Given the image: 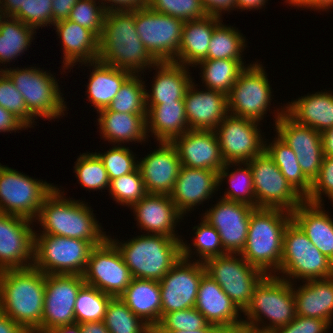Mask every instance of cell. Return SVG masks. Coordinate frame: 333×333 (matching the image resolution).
<instances>
[{"label": "cell", "mask_w": 333, "mask_h": 333, "mask_svg": "<svg viewBox=\"0 0 333 333\" xmlns=\"http://www.w3.org/2000/svg\"><path fill=\"white\" fill-rule=\"evenodd\" d=\"M46 274L33 266L0 271V311L34 333L43 318Z\"/></svg>", "instance_id": "1"}, {"label": "cell", "mask_w": 333, "mask_h": 333, "mask_svg": "<svg viewBox=\"0 0 333 333\" xmlns=\"http://www.w3.org/2000/svg\"><path fill=\"white\" fill-rule=\"evenodd\" d=\"M98 61L132 74L146 66H155L157 61L145 49L137 34L134 10L105 14Z\"/></svg>", "instance_id": "2"}, {"label": "cell", "mask_w": 333, "mask_h": 333, "mask_svg": "<svg viewBox=\"0 0 333 333\" xmlns=\"http://www.w3.org/2000/svg\"><path fill=\"white\" fill-rule=\"evenodd\" d=\"M291 220V212L283 209L254 208L250 214L245 247L240 255L266 275H269L270 268L279 271L284 232Z\"/></svg>", "instance_id": "3"}, {"label": "cell", "mask_w": 333, "mask_h": 333, "mask_svg": "<svg viewBox=\"0 0 333 333\" xmlns=\"http://www.w3.org/2000/svg\"><path fill=\"white\" fill-rule=\"evenodd\" d=\"M86 204L62 197L56 188L44 199L36 217L43 233L89 241L93 246L102 244L106 236Z\"/></svg>", "instance_id": "4"}, {"label": "cell", "mask_w": 333, "mask_h": 333, "mask_svg": "<svg viewBox=\"0 0 333 333\" xmlns=\"http://www.w3.org/2000/svg\"><path fill=\"white\" fill-rule=\"evenodd\" d=\"M111 241L121 252L132 278L160 281L182 258V242L178 236L148 234L123 244Z\"/></svg>", "instance_id": "5"}, {"label": "cell", "mask_w": 333, "mask_h": 333, "mask_svg": "<svg viewBox=\"0 0 333 333\" xmlns=\"http://www.w3.org/2000/svg\"><path fill=\"white\" fill-rule=\"evenodd\" d=\"M289 282L284 277L273 276L271 272L266 275L254 289L251 301L243 311L248 318L243 322L258 326L262 315L266 316L271 324L263 328L272 332L289 324L296 317L295 288Z\"/></svg>", "instance_id": "6"}, {"label": "cell", "mask_w": 333, "mask_h": 333, "mask_svg": "<svg viewBox=\"0 0 333 333\" xmlns=\"http://www.w3.org/2000/svg\"><path fill=\"white\" fill-rule=\"evenodd\" d=\"M89 241L58 235L34 234L33 267L44 274L83 276L91 249Z\"/></svg>", "instance_id": "7"}, {"label": "cell", "mask_w": 333, "mask_h": 333, "mask_svg": "<svg viewBox=\"0 0 333 333\" xmlns=\"http://www.w3.org/2000/svg\"><path fill=\"white\" fill-rule=\"evenodd\" d=\"M280 270L294 279H325L333 277V261L322 254L291 220L284 232L279 273Z\"/></svg>", "instance_id": "8"}, {"label": "cell", "mask_w": 333, "mask_h": 333, "mask_svg": "<svg viewBox=\"0 0 333 333\" xmlns=\"http://www.w3.org/2000/svg\"><path fill=\"white\" fill-rule=\"evenodd\" d=\"M227 253L203 262L206 274L221 287L235 305L242 310L249 305L254 289L266 274L250 265L242 256ZM235 256V257H234Z\"/></svg>", "instance_id": "9"}, {"label": "cell", "mask_w": 333, "mask_h": 333, "mask_svg": "<svg viewBox=\"0 0 333 333\" xmlns=\"http://www.w3.org/2000/svg\"><path fill=\"white\" fill-rule=\"evenodd\" d=\"M24 98L28 112L36 117L53 119L65 110L64 98L52 74L40 69H4Z\"/></svg>", "instance_id": "10"}, {"label": "cell", "mask_w": 333, "mask_h": 333, "mask_svg": "<svg viewBox=\"0 0 333 333\" xmlns=\"http://www.w3.org/2000/svg\"><path fill=\"white\" fill-rule=\"evenodd\" d=\"M55 186L0 165V212L33 221Z\"/></svg>", "instance_id": "11"}, {"label": "cell", "mask_w": 333, "mask_h": 333, "mask_svg": "<svg viewBox=\"0 0 333 333\" xmlns=\"http://www.w3.org/2000/svg\"><path fill=\"white\" fill-rule=\"evenodd\" d=\"M134 20L137 34L149 54L157 62H175L185 21L149 8L134 10Z\"/></svg>", "instance_id": "12"}, {"label": "cell", "mask_w": 333, "mask_h": 333, "mask_svg": "<svg viewBox=\"0 0 333 333\" xmlns=\"http://www.w3.org/2000/svg\"><path fill=\"white\" fill-rule=\"evenodd\" d=\"M248 163L254 182L256 208H276L292 213L305 200L265 150Z\"/></svg>", "instance_id": "13"}, {"label": "cell", "mask_w": 333, "mask_h": 333, "mask_svg": "<svg viewBox=\"0 0 333 333\" xmlns=\"http://www.w3.org/2000/svg\"><path fill=\"white\" fill-rule=\"evenodd\" d=\"M189 248L182 240V258L159 281L161 318L167 313L195 306L199 283L206 271L202 261L188 262Z\"/></svg>", "instance_id": "14"}, {"label": "cell", "mask_w": 333, "mask_h": 333, "mask_svg": "<svg viewBox=\"0 0 333 333\" xmlns=\"http://www.w3.org/2000/svg\"><path fill=\"white\" fill-rule=\"evenodd\" d=\"M111 239L91 249L83 277L86 285L118 298L129 286L132 276Z\"/></svg>", "instance_id": "15"}, {"label": "cell", "mask_w": 333, "mask_h": 333, "mask_svg": "<svg viewBox=\"0 0 333 333\" xmlns=\"http://www.w3.org/2000/svg\"><path fill=\"white\" fill-rule=\"evenodd\" d=\"M84 277L75 274H46L43 318L34 333L76 323L74 306Z\"/></svg>", "instance_id": "16"}, {"label": "cell", "mask_w": 333, "mask_h": 333, "mask_svg": "<svg viewBox=\"0 0 333 333\" xmlns=\"http://www.w3.org/2000/svg\"><path fill=\"white\" fill-rule=\"evenodd\" d=\"M271 88L261 64L246 67L228 94L231 115L260 121L270 105Z\"/></svg>", "instance_id": "17"}, {"label": "cell", "mask_w": 333, "mask_h": 333, "mask_svg": "<svg viewBox=\"0 0 333 333\" xmlns=\"http://www.w3.org/2000/svg\"><path fill=\"white\" fill-rule=\"evenodd\" d=\"M277 114L275 127L278 137L294 151L302 173L312 183L324 158L321 133L296 123L285 113V108Z\"/></svg>", "instance_id": "18"}, {"label": "cell", "mask_w": 333, "mask_h": 333, "mask_svg": "<svg viewBox=\"0 0 333 333\" xmlns=\"http://www.w3.org/2000/svg\"><path fill=\"white\" fill-rule=\"evenodd\" d=\"M257 121L228 115L214 130L225 163L248 162L265 150ZM220 127V128H219Z\"/></svg>", "instance_id": "19"}, {"label": "cell", "mask_w": 333, "mask_h": 333, "mask_svg": "<svg viewBox=\"0 0 333 333\" xmlns=\"http://www.w3.org/2000/svg\"><path fill=\"white\" fill-rule=\"evenodd\" d=\"M29 223L32 220L0 212V271L32 267L35 233Z\"/></svg>", "instance_id": "20"}, {"label": "cell", "mask_w": 333, "mask_h": 333, "mask_svg": "<svg viewBox=\"0 0 333 333\" xmlns=\"http://www.w3.org/2000/svg\"><path fill=\"white\" fill-rule=\"evenodd\" d=\"M254 208L249 204L222 198L205 213L204 220L218 231L226 253L239 255L245 247L250 214Z\"/></svg>", "instance_id": "21"}, {"label": "cell", "mask_w": 333, "mask_h": 333, "mask_svg": "<svg viewBox=\"0 0 333 333\" xmlns=\"http://www.w3.org/2000/svg\"><path fill=\"white\" fill-rule=\"evenodd\" d=\"M171 143L182 166L219 172L225 165L214 130L189 129Z\"/></svg>", "instance_id": "22"}, {"label": "cell", "mask_w": 333, "mask_h": 333, "mask_svg": "<svg viewBox=\"0 0 333 333\" xmlns=\"http://www.w3.org/2000/svg\"><path fill=\"white\" fill-rule=\"evenodd\" d=\"M160 145L141 162L137 161L138 169L147 194L170 195L182 165L171 142H160Z\"/></svg>", "instance_id": "23"}, {"label": "cell", "mask_w": 333, "mask_h": 333, "mask_svg": "<svg viewBox=\"0 0 333 333\" xmlns=\"http://www.w3.org/2000/svg\"><path fill=\"white\" fill-rule=\"evenodd\" d=\"M193 86L194 83H191L184 95L189 129L216 130L228 116V95L211 89L196 91Z\"/></svg>", "instance_id": "24"}, {"label": "cell", "mask_w": 333, "mask_h": 333, "mask_svg": "<svg viewBox=\"0 0 333 333\" xmlns=\"http://www.w3.org/2000/svg\"><path fill=\"white\" fill-rule=\"evenodd\" d=\"M218 186V172L181 166L170 196L183 215L212 196Z\"/></svg>", "instance_id": "25"}, {"label": "cell", "mask_w": 333, "mask_h": 333, "mask_svg": "<svg viewBox=\"0 0 333 333\" xmlns=\"http://www.w3.org/2000/svg\"><path fill=\"white\" fill-rule=\"evenodd\" d=\"M194 307L210 324L217 325L223 330L242 322L237 320L240 309L206 273L200 280Z\"/></svg>", "instance_id": "26"}, {"label": "cell", "mask_w": 333, "mask_h": 333, "mask_svg": "<svg viewBox=\"0 0 333 333\" xmlns=\"http://www.w3.org/2000/svg\"><path fill=\"white\" fill-rule=\"evenodd\" d=\"M139 226L147 232L175 237L178 219L182 214L172 202L171 196L167 194H146L133 206ZM175 224V225H174Z\"/></svg>", "instance_id": "27"}, {"label": "cell", "mask_w": 333, "mask_h": 333, "mask_svg": "<svg viewBox=\"0 0 333 333\" xmlns=\"http://www.w3.org/2000/svg\"><path fill=\"white\" fill-rule=\"evenodd\" d=\"M321 206L304 200L291 213L292 220L306 234L311 243L333 261V220Z\"/></svg>", "instance_id": "28"}, {"label": "cell", "mask_w": 333, "mask_h": 333, "mask_svg": "<svg viewBox=\"0 0 333 333\" xmlns=\"http://www.w3.org/2000/svg\"><path fill=\"white\" fill-rule=\"evenodd\" d=\"M54 26L64 46V67H73L79 61L88 64L98 60L99 38L91 30L68 19L55 22Z\"/></svg>", "instance_id": "29"}, {"label": "cell", "mask_w": 333, "mask_h": 333, "mask_svg": "<svg viewBox=\"0 0 333 333\" xmlns=\"http://www.w3.org/2000/svg\"><path fill=\"white\" fill-rule=\"evenodd\" d=\"M220 19L221 17L215 15H207L204 18L185 21L175 63L184 64V66L198 65L199 62L205 60L212 33L221 22Z\"/></svg>", "instance_id": "30"}, {"label": "cell", "mask_w": 333, "mask_h": 333, "mask_svg": "<svg viewBox=\"0 0 333 333\" xmlns=\"http://www.w3.org/2000/svg\"><path fill=\"white\" fill-rule=\"evenodd\" d=\"M119 298L152 329L161 321L162 302L159 281L132 278Z\"/></svg>", "instance_id": "31"}, {"label": "cell", "mask_w": 333, "mask_h": 333, "mask_svg": "<svg viewBox=\"0 0 333 333\" xmlns=\"http://www.w3.org/2000/svg\"><path fill=\"white\" fill-rule=\"evenodd\" d=\"M294 290L296 315L323 319L332 323L333 277L306 281Z\"/></svg>", "instance_id": "32"}, {"label": "cell", "mask_w": 333, "mask_h": 333, "mask_svg": "<svg viewBox=\"0 0 333 333\" xmlns=\"http://www.w3.org/2000/svg\"><path fill=\"white\" fill-rule=\"evenodd\" d=\"M146 106H148L146 107V132L150 128L149 131L154 133L159 143L172 142L189 130L184 99L180 102L146 104Z\"/></svg>", "instance_id": "33"}, {"label": "cell", "mask_w": 333, "mask_h": 333, "mask_svg": "<svg viewBox=\"0 0 333 333\" xmlns=\"http://www.w3.org/2000/svg\"><path fill=\"white\" fill-rule=\"evenodd\" d=\"M285 113L296 123L322 133L333 127V95L319 92L303 96L287 105Z\"/></svg>", "instance_id": "34"}, {"label": "cell", "mask_w": 333, "mask_h": 333, "mask_svg": "<svg viewBox=\"0 0 333 333\" xmlns=\"http://www.w3.org/2000/svg\"><path fill=\"white\" fill-rule=\"evenodd\" d=\"M158 75L152 85L151 95L146 92V104L180 102L192 83L186 66L173 61L157 62Z\"/></svg>", "instance_id": "35"}, {"label": "cell", "mask_w": 333, "mask_h": 333, "mask_svg": "<svg viewBox=\"0 0 333 333\" xmlns=\"http://www.w3.org/2000/svg\"><path fill=\"white\" fill-rule=\"evenodd\" d=\"M98 124L104 139L118 143L126 141H145L146 115L110 111L108 108L98 112Z\"/></svg>", "instance_id": "36"}, {"label": "cell", "mask_w": 333, "mask_h": 333, "mask_svg": "<svg viewBox=\"0 0 333 333\" xmlns=\"http://www.w3.org/2000/svg\"><path fill=\"white\" fill-rule=\"evenodd\" d=\"M90 64L94 66V72L92 71L87 86L88 98L99 112L110 105L123 83L132 73L98 60L90 62Z\"/></svg>", "instance_id": "37"}, {"label": "cell", "mask_w": 333, "mask_h": 333, "mask_svg": "<svg viewBox=\"0 0 333 333\" xmlns=\"http://www.w3.org/2000/svg\"><path fill=\"white\" fill-rule=\"evenodd\" d=\"M274 139L273 144H265V151L290 185L305 199L311 191L312 183L302 173L294 151L279 137Z\"/></svg>", "instance_id": "38"}, {"label": "cell", "mask_w": 333, "mask_h": 333, "mask_svg": "<svg viewBox=\"0 0 333 333\" xmlns=\"http://www.w3.org/2000/svg\"><path fill=\"white\" fill-rule=\"evenodd\" d=\"M0 15V62H10L30 46L34 28L19 19Z\"/></svg>", "instance_id": "39"}, {"label": "cell", "mask_w": 333, "mask_h": 333, "mask_svg": "<svg viewBox=\"0 0 333 333\" xmlns=\"http://www.w3.org/2000/svg\"><path fill=\"white\" fill-rule=\"evenodd\" d=\"M203 67L202 79L207 89L228 95L240 73L246 68L242 60L215 59L198 63Z\"/></svg>", "instance_id": "40"}, {"label": "cell", "mask_w": 333, "mask_h": 333, "mask_svg": "<svg viewBox=\"0 0 333 333\" xmlns=\"http://www.w3.org/2000/svg\"><path fill=\"white\" fill-rule=\"evenodd\" d=\"M140 319L118 297L108 303L103 321L109 333H152V328Z\"/></svg>", "instance_id": "41"}, {"label": "cell", "mask_w": 333, "mask_h": 333, "mask_svg": "<svg viewBox=\"0 0 333 333\" xmlns=\"http://www.w3.org/2000/svg\"><path fill=\"white\" fill-rule=\"evenodd\" d=\"M112 298L99 289L85 284L79 290L75 301L76 323L103 321L107 305Z\"/></svg>", "instance_id": "42"}, {"label": "cell", "mask_w": 333, "mask_h": 333, "mask_svg": "<svg viewBox=\"0 0 333 333\" xmlns=\"http://www.w3.org/2000/svg\"><path fill=\"white\" fill-rule=\"evenodd\" d=\"M245 39L233 27H225L219 23L213 33L205 60L232 59L242 60Z\"/></svg>", "instance_id": "43"}, {"label": "cell", "mask_w": 333, "mask_h": 333, "mask_svg": "<svg viewBox=\"0 0 333 333\" xmlns=\"http://www.w3.org/2000/svg\"><path fill=\"white\" fill-rule=\"evenodd\" d=\"M230 164H237V162L225 163L224 167L218 172V185L227 176H229L231 184L230 190L225 193L223 199L249 204L256 208L254 182L249 163L242 162V164H245V168H237L236 171L228 174L226 170Z\"/></svg>", "instance_id": "44"}, {"label": "cell", "mask_w": 333, "mask_h": 333, "mask_svg": "<svg viewBox=\"0 0 333 333\" xmlns=\"http://www.w3.org/2000/svg\"><path fill=\"white\" fill-rule=\"evenodd\" d=\"M143 84L138 75L132 74L107 108L119 113L147 114L146 89Z\"/></svg>", "instance_id": "45"}, {"label": "cell", "mask_w": 333, "mask_h": 333, "mask_svg": "<svg viewBox=\"0 0 333 333\" xmlns=\"http://www.w3.org/2000/svg\"><path fill=\"white\" fill-rule=\"evenodd\" d=\"M74 166L78 181L86 189L109 188L110 180L100 158L95 154H82Z\"/></svg>", "instance_id": "46"}, {"label": "cell", "mask_w": 333, "mask_h": 333, "mask_svg": "<svg viewBox=\"0 0 333 333\" xmlns=\"http://www.w3.org/2000/svg\"><path fill=\"white\" fill-rule=\"evenodd\" d=\"M109 190L117 202L131 207L147 194L138 167L129 174L110 180Z\"/></svg>", "instance_id": "47"}, {"label": "cell", "mask_w": 333, "mask_h": 333, "mask_svg": "<svg viewBox=\"0 0 333 333\" xmlns=\"http://www.w3.org/2000/svg\"><path fill=\"white\" fill-rule=\"evenodd\" d=\"M148 8L184 21L208 15L201 0H149Z\"/></svg>", "instance_id": "48"}, {"label": "cell", "mask_w": 333, "mask_h": 333, "mask_svg": "<svg viewBox=\"0 0 333 333\" xmlns=\"http://www.w3.org/2000/svg\"><path fill=\"white\" fill-rule=\"evenodd\" d=\"M210 323L195 308L165 314L152 331H189L207 327Z\"/></svg>", "instance_id": "49"}, {"label": "cell", "mask_w": 333, "mask_h": 333, "mask_svg": "<svg viewBox=\"0 0 333 333\" xmlns=\"http://www.w3.org/2000/svg\"><path fill=\"white\" fill-rule=\"evenodd\" d=\"M95 0H77L68 20L91 30L99 39L103 32L105 10L97 6Z\"/></svg>", "instance_id": "50"}, {"label": "cell", "mask_w": 333, "mask_h": 333, "mask_svg": "<svg viewBox=\"0 0 333 333\" xmlns=\"http://www.w3.org/2000/svg\"><path fill=\"white\" fill-rule=\"evenodd\" d=\"M0 106L14 114L27 127L32 125L33 116L28 112L23 96L2 69L0 70Z\"/></svg>", "instance_id": "51"}, {"label": "cell", "mask_w": 333, "mask_h": 333, "mask_svg": "<svg viewBox=\"0 0 333 333\" xmlns=\"http://www.w3.org/2000/svg\"><path fill=\"white\" fill-rule=\"evenodd\" d=\"M95 154L100 158L105 166L109 180L129 174L138 167V163L134 160L135 156L131 153L128 147L126 148L120 145L119 147L114 146L103 155L96 152Z\"/></svg>", "instance_id": "52"}, {"label": "cell", "mask_w": 333, "mask_h": 333, "mask_svg": "<svg viewBox=\"0 0 333 333\" xmlns=\"http://www.w3.org/2000/svg\"><path fill=\"white\" fill-rule=\"evenodd\" d=\"M195 228H197L195 232L197 239H195L193 246L197 248L196 251L199 257H202V262L211 257L227 254L223 249L219 233L213 226L203 219L200 226H196L193 229Z\"/></svg>", "instance_id": "53"}, {"label": "cell", "mask_w": 333, "mask_h": 333, "mask_svg": "<svg viewBox=\"0 0 333 333\" xmlns=\"http://www.w3.org/2000/svg\"><path fill=\"white\" fill-rule=\"evenodd\" d=\"M322 191V192H321ZM322 193H325L333 201V156H324L322 166L305 201L313 204H321Z\"/></svg>", "instance_id": "54"}, {"label": "cell", "mask_w": 333, "mask_h": 333, "mask_svg": "<svg viewBox=\"0 0 333 333\" xmlns=\"http://www.w3.org/2000/svg\"><path fill=\"white\" fill-rule=\"evenodd\" d=\"M24 24L34 29L52 24V0H26Z\"/></svg>", "instance_id": "55"}, {"label": "cell", "mask_w": 333, "mask_h": 333, "mask_svg": "<svg viewBox=\"0 0 333 333\" xmlns=\"http://www.w3.org/2000/svg\"><path fill=\"white\" fill-rule=\"evenodd\" d=\"M330 325L323 319L296 315L289 324L275 329L273 333H325Z\"/></svg>", "instance_id": "56"}, {"label": "cell", "mask_w": 333, "mask_h": 333, "mask_svg": "<svg viewBox=\"0 0 333 333\" xmlns=\"http://www.w3.org/2000/svg\"><path fill=\"white\" fill-rule=\"evenodd\" d=\"M25 3L26 0H0V15L6 18L14 17L24 23Z\"/></svg>", "instance_id": "57"}, {"label": "cell", "mask_w": 333, "mask_h": 333, "mask_svg": "<svg viewBox=\"0 0 333 333\" xmlns=\"http://www.w3.org/2000/svg\"><path fill=\"white\" fill-rule=\"evenodd\" d=\"M104 1H108L109 3L113 2L111 6H106L103 3L102 6L106 13L113 11H133V10L148 8V3H149V0H104Z\"/></svg>", "instance_id": "58"}, {"label": "cell", "mask_w": 333, "mask_h": 333, "mask_svg": "<svg viewBox=\"0 0 333 333\" xmlns=\"http://www.w3.org/2000/svg\"><path fill=\"white\" fill-rule=\"evenodd\" d=\"M77 0H52V25L68 19Z\"/></svg>", "instance_id": "59"}, {"label": "cell", "mask_w": 333, "mask_h": 333, "mask_svg": "<svg viewBox=\"0 0 333 333\" xmlns=\"http://www.w3.org/2000/svg\"><path fill=\"white\" fill-rule=\"evenodd\" d=\"M26 127L19 118L0 106V132L15 131Z\"/></svg>", "instance_id": "60"}, {"label": "cell", "mask_w": 333, "mask_h": 333, "mask_svg": "<svg viewBox=\"0 0 333 333\" xmlns=\"http://www.w3.org/2000/svg\"><path fill=\"white\" fill-rule=\"evenodd\" d=\"M208 15L220 17L223 10L235 8V0H201Z\"/></svg>", "instance_id": "61"}, {"label": "cell", "mask_w": 333, "mask_h": 333, "mask_svg": "<svg viewBox=\"0 0 333 333\" xmlns=\"http://www.w3.org/2000/svg\"><path fill=\"white\" fill-rule=\"evenodd\" d=\"M0 333H28L20 324L0 311Z\"/></svg>", "instance_id": "62"}, {"label": "cell", "mask_w": 333, "mask_h": 333, "mask_svg": "<svg viewBox=\"0 0 333 333\" xmlns=\"http://www.w3.org/2000/svg\"><path fill=\"white\" fill-rule=\"evenodd\" d=\"M223 333H273L272 331H269L268 329L260 328V326H254L245 322H241L237 324L236 326H233L229 329H224Z\"/></svg>", "instance_id": "63"}, {"label": "cell", "mask_w": 333, "mask_h": 333, "mask_svg": "<svg viewBox=\"0 0 333 333\" xmlns=\"http://www.w3.org/2000/svg\"><path fill=\"white\" fill-rule=\"evenodd\" d=\"M289 4L299 7H311L314 9H328L333 7V0H286Z\"/></svg>", "instance_id": "64"}, {"label": "cell", "mask_w": 333, "mask_h": 333, "mask_svg": "<svg viewBox=\"0 0 333 333\" xmlns=\"http://www.w3.org/2000/svg\"><path fill=\"white\" fill-rule=\"evenodd\" d=\"M81 333H109L104 321L79 323Z\"/></svg>", "instance_id": "65"}, {"label": "cell", "mask_w": 333, "mask_h": 333, "mask_svg": "<svg viewBox=\"0 0 333 333\" xmlns=\"http://www.w3.org/2000/svg\"><path fill=\"white\" fill-rule=\"evenodd\" d=\"M324 156H333V127L321 133Z\"/></svg>", "instance_id": "66"}, {"label": "cell", "mask_w": 333, "mask_h": 333, "mask_svg": "<svg viewBox=\"0 0 333 333\" xmlns=\"http://www.w3.org/2000/svg\"><path fill=\"white\" fill-rule=\"evenodd\" d=\"M152 333H223V329L217 325L209 324L207 327L192 331H152Z\"/></svg>", "instance_id": "67"}, {"label": "cell", "mask_w": 333, "mask_h": 333, "mask_svg": "<svg viewBox=\"0 0 333 333\" xmlns=\"http://www.w3.org/2000/svg\"><path fill=\"white\" fill-rule=\"evenodd\" d=\"M266 0H235V8L238 9H253V8H261L265 5Z\"/></svg>", "instance_id": "68"}, {"label": "cell", "mask_w": 333, "mask_h": 333, "mask_svg": "<svg viewBox=\"0 0 333 333\" xmlns=\"http://www.w3.org/2000/svg\"><path fill=\"white\" fill-rule=\"evenodd\" d=\"M44 333H81L79 323L69 324L65 326L55 327Z\"/></svg>", "instance_id": "69"}]
</instances>
